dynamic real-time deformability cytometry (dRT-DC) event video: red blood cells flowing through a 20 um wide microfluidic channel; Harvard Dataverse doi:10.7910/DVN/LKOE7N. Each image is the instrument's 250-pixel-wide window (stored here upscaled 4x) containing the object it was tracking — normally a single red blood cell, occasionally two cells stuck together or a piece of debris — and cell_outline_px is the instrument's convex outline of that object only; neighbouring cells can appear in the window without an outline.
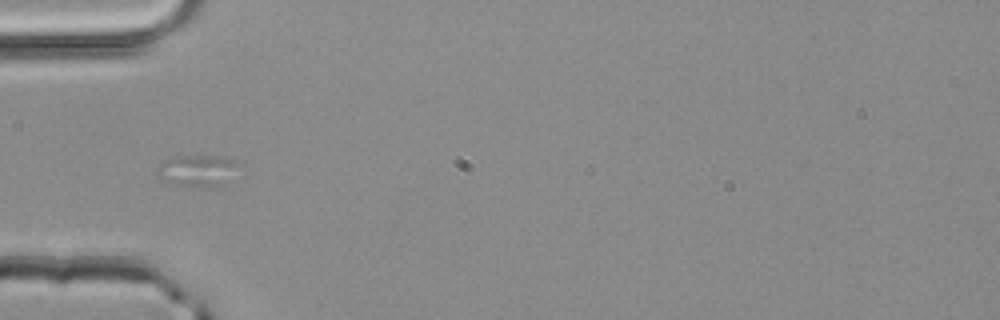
{"species": "common noctule bat (a hibernating species)", "species_latin": "Nyctalus noctula", "temperature_condition": "room temperature", "stored_images_in_passage": 2, "camera_frame_rate_fps": 3000, "um_per_image_px": 0.085, "animal": {"sex": "male", "body_mass_g": 20.4}, "frame": {"image": 1, "passage_image": 1, "time_ms": 0.0, "image_size_px": [1000, 320], "cell_outline_px": [[232, 164], [212, 188], [196, 188], [164, 184], [156, 176], [156, 172], [160, 164], [164, 160], [172, 156], [224, 156], [232, 160]], "centroid_in_image_um": [16.42, 14.52], "position_along_channel_um": 68.6, "area_um2": 14.16}}
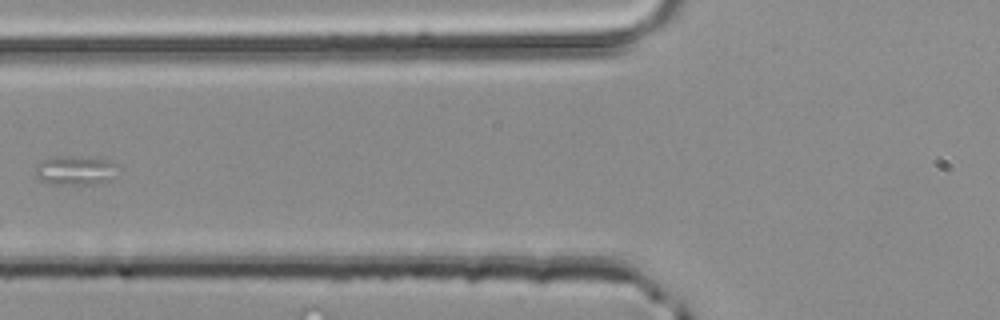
{"frame": {"image": 2, "passage_image": 2, "time_ms": 0.333, "image_size_px": [1000, 320], "cell_outline_px": [[120, 164], [116, 176], [108, 180], [96, 184], [48, 184], [40, 180], [36, 176], [36, 168], [40, 160], [56, 156], [72, 156], [108, 160]], "centroid_in_image_um": [6.43, 14.48], "position_along_channel_um": 119.4, "area_um2": 14.28}}